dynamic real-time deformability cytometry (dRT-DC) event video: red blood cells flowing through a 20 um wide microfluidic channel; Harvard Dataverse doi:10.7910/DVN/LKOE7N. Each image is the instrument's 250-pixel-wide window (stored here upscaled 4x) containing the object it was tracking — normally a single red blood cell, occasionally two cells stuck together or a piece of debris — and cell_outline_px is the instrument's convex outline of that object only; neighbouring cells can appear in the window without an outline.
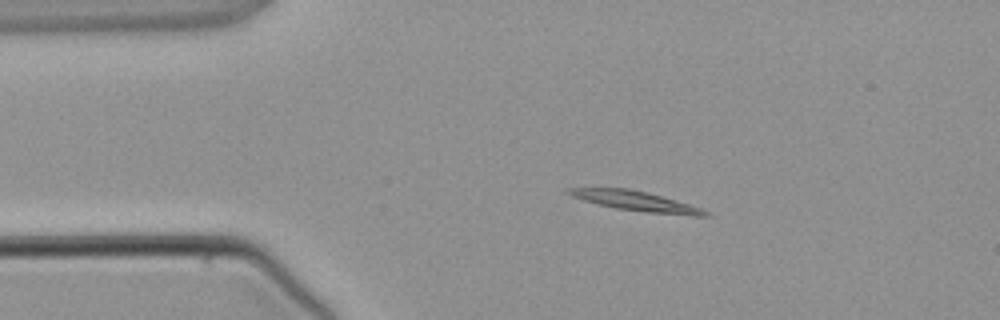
{"species": "common noctule bat (a hibernating species)", "species_latin": "Nyctalus noctula", "temperature_condition": "warm", "stored_images_in_passage": 3, "camera_frame_rate_fps": 3000, "um_per_image_px": 0.085, "animal": {"sex": "male", "body_mass_g": 21.5, "forearm_length_mm": 52.0}, "frame": {"image": 1, "passage_image": 2, "time_ms": 1.0, "image_size_px": [1000, 320], "cell_outline_px": [[712, 216], [692, 216], [648, 212], [616, 208], [584, 200], [572, 196], [564, 192], [564, 188], [628, 188], [648, 192], [688, 204], [700, 208], [708, 212]], "centroid_in_image_um": [54.03, 17.08], "position_along_channel_um": 31.0, "area_um2": 15.55}}